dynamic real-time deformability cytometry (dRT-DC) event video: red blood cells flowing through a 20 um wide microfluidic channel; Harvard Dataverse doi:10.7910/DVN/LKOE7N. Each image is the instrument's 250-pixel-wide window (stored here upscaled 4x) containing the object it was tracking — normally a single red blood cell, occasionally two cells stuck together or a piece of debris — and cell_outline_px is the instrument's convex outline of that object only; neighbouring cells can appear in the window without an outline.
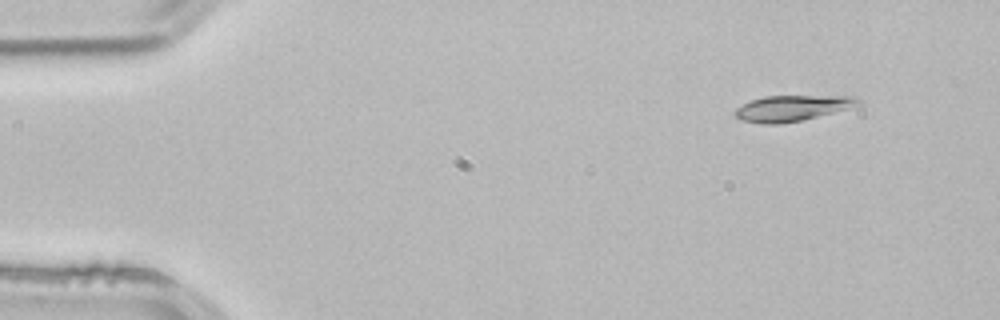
{"species": "common noctule bat (a hibernating species)", "species_latin": "Nyctalus noctula", "temperature_condition": "room temperature", "stored_images_in_passage": 2, "camera_frame_rate_fps": 3000, "um_per_image_px": 0.085, "animal": {"sex": "male", "body_mass_g": 21.5, "forearm_length_mm": 52.0}, "frame": {"image": 1, "passage_image": 1, "time_ms": 0.0, "image_size_px": [1000, 320], "cell_outline_px": [[864, 104], [804, 120], [780, 124], [764, 124], [740, 120], [732, 112], [736, 108], [752, 100], [764, 96], [856, 96]], "centroid_in_image_um": [67.35, 9.2], "position_along_channel_um": 17.7, "area_um2": 18.61}}